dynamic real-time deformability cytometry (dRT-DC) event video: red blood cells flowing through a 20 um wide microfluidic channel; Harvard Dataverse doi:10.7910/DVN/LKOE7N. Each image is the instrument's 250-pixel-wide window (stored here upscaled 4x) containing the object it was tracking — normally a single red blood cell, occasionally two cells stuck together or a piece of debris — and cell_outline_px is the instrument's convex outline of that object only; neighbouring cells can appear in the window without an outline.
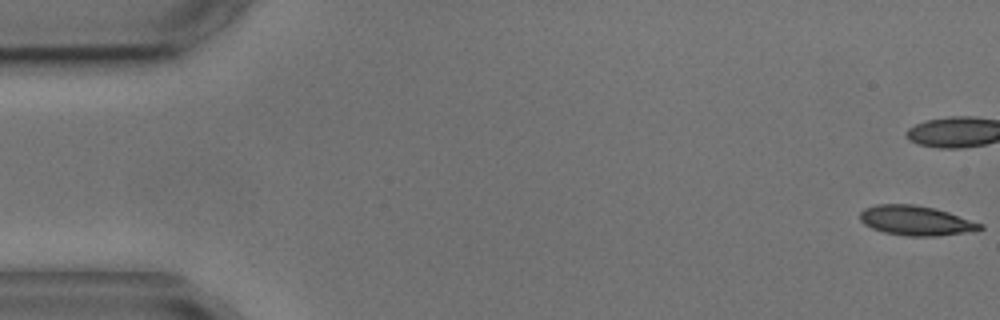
{"species": "common noctule bat (a hibernating species)", "species_latin": "Nyctalus noctula", "temperature_condition": "cold", "stored_images_in_passage": 9, "camera_frame_rate_fps": 3000, "um_per_image_px": 0.085, "animal": {"sex": "male", "body_mass_g": 17.9, "forearm_length_mm": 54.2}, "frame": {"image": 1, "passage_image": 1, "time_ms": 0.0, "image_size_px": [1000, 320], "cell_outline_px": [[984, 228], [964, 232], [936, 236], [904, 236], [884, 232], [872, 228], [864, 224], [860, 220], [860, 212], [864, 208], [876, 204], [912, 204], [932, 208], [948, 212], [984, 224]], "centroid_in_image_um": [77.81, 18.75], "position_along_channel_um": 7.2, "area_um2": 20.63}}
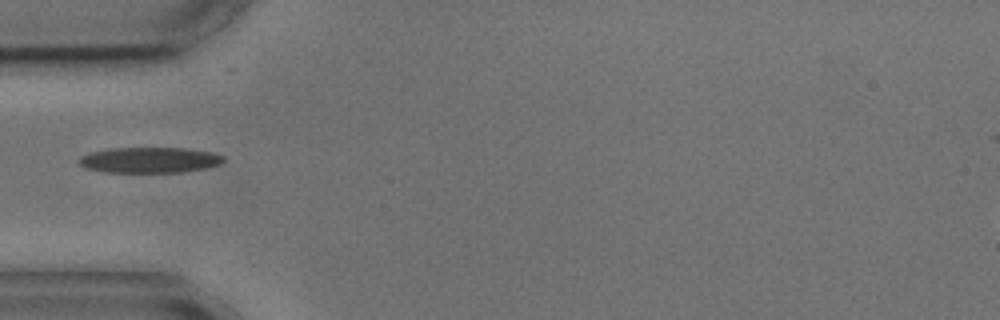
{"frame": {"image": 2, "passage_image": 6, "time_ms": 6.0, "image_size_px": [1000, 320], "cell_outline_px": [[224, 160], [220, 164], [204, 168], [180, 172], [104, 172], [84, 168], [76, 160], [80, 156], [88, 152], [108, 148], [184, 148], [212, 152], [224, 156]], "centroid_in_image_um": [12.64, 13.59], "position_along_channel_um": 72.4, "area_um2": 21.73}}
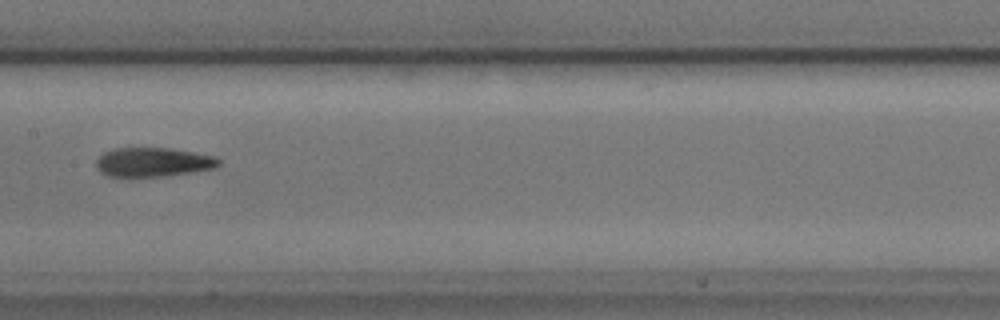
{"frame": {"image": 3, "passage_image": 9, "time_ms": 9.333, "image_size_px": [1000, 320], "cell_outline_px": [[220, 164], [216, 168], [192, 172], [164, 176], [128, 180], [108, 176], [100, 172], [96, 168], [96, 160], [104, 152], [112, 148], [168, 148], [192, 152], [212, 156], [220, 160]], "centroid_in_image_um": [12.92, 13.83], "position_along_channel_um": 194.5, "area_um2": 21.5}}